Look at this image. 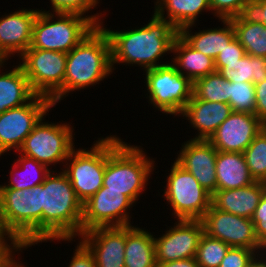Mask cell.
<instances>
[{"instance_id":"41","label":"cell","mask_w":266,"mask_h":267,"mask_svg":"<svg viewBox=\"0 0 266 267\" xmlns=\"http://www.w3.org/2000/svg\"><path fill=\"white\" fill-rule=\"evenodd\" d=\"M76 240L78 243L68 267H97L93 253L79 238Z\"/></svg>"},{"instance_id":"45","label":"cell","mask_w":266,"mask_h":267,"mask_svg":"<svg viewBox=\"0 0 266 267\" xmlns=\"http://www.w3.org/2000/svg\"><path fill=\"white\" fill-rule=\"evenodd\" d=\"M0 235L5 240H16L7 230L2 218V212H1V198H0Z\"/></svg>"},{"instance_id":"33","label":"cell","mask_w":266,"mask_h":267,"mask_svg":"<svg viewBox=\"0 0 266 267\" xmlns=\"http://www.w3.org/2000/svg\"><path fill=\"white\" fill-rule=\"evenodd\" d=\"M230 246L220 239L203 233L196 253V261L200 267H219Z\"/></svg>"},{"instance_id":"4","label":"cell","mask_w":266,"mask_h":267,"mask_svg":"<svg viewBox=\"0 0 266 267\" xmlns=\"http://www.w3.org/2000/svg\"><path fill=\"white\" fill-rule=\"evenodd\" d=\"M113 73L109 37L101 26H96L67 53L64 98L73 91L99 85Z\"/></svg>"},{"instance_id":"26","label":"cell","mask_w":266,"mask_h":267,"mask_svg":"<svg viewBox=\"0 0 266 267\" xmlns=\"http://www.w3.org/2000/svg\"><path fill=\"white\" fill-rule=\"evenodd\" d=\"M204 11L211 12L210 0H156L153 12L170 21L180 31L186 26L197 24L199 15Z\"/></svg>"},{"instance_id":"1","label":"cell","mask_w":266,"mask_h":267,"mask_svg":"<svg viewBox=\"0 0 266 267\" xmlns=\"http://www.w3.org/2000/svg\"><path fill=\"white\" fill-rule=\"evenodd\" d=\"M142 27L127 30H110L103 22L100 26L107 33L111 45V64L142 67L143 71L171 63L162 61L172 53L179 30L168 20L155 13ZM167 53V54H166ZM160 61V62H159Z\"/></svg>"},{"instance_id":"25","label":"cell","mask_w":266,"mask_h":267,"mask_svg":"<svg viewBox=\"0 0 266 267\" xmlns=\"http://www.w3.org/2000/svg\"><path fill=\"white\" fill-rule=\"evenodd\" d=\"M215 168L217 190L241 188L255 182L241 152L217 151Z\"/></svg>"},{"instance_id":"34","label":"cell","mask_w":266,"mask_h":267,"mask_svg":"<svg viewBox=\"0 0 266 267\" xmlns=\"http://www.w3.org/2000/svg\"><path fill=\"white\" fill-rule=\"evenodd\" d=\"M99 2L100 0H50L51 11L43 9H41V11L79 14L87 17L95 26H100L102 22L104 23V18L106 19L104 16L105 12L103 14L99 12L88 15V12L90 13L91 10L99 6ZM85 14H87V16Z\"/></svg>"},{"instance_id":"24","label":"cell","mask_w":266,"mask_h":267,"mask_svg":"<svg viewBox=\"0 0 266 267\" xmlns=\"http://www.w3.org/2000/svg\"><path fill=\"white\" fill-rule=\"evenodd\" d=\"M172 53L171 64L192 82L216 72L215 60L195 50L180 35L174 41Z\"/></svg>"},{"instance_id":"23","label":"cell","mask_w":266,"mask_h":267,"mask_svg":"<svg viewBox=\"0 0 266 267\" xmlns=\"http://www.w3.org/2000/svg\"><path fill=\"white\" fill-rule=\"evenodd\" d=\"M6 63V60L0 61V113L20 107L36 95L31 89L22 67L19 64L14 65L15 67L12 66L11 70L8 69L5 72Z\"/></svg>"},{"instance_id":"38","label":"cell","mask_w":266,"mask_h":267,"mask_svg":"<svg viewBox=\"0 0 266 267\" xmlns=\"http://www.w3.org/2000/svg\"><path fill=\"white\" fill-rule=\"evenodd\" d=\"M248 0H210L211 14L218 19L236 17Z\"/></svg>"},{"instance_id":"9","label":"cell","mask_w":266,"mask_h":267,"mask_svg":"<svg viewBox=\"0 0 266 267\" xmlns=\"http://www.w3.org/2000/svg\"><path fill=\"white\" fill-rule=\"evenodd\" d=\"M45 117L25 138L18 152L46 165L49 169L52 168L50 165L64 166L70 153L75 149L74 128L69 122H46Z\"/></svg>"},{"instance_id":"5","label":"cell","mask_w":266,"mask_h":267,"mask_svg":"<svg viewBox=\"0 0 266 267\" xmlns=\"http://www.w3.org/2000/svg\"><path fill=\"white\" fill-rule=\"evenodd\" d=\"M41 184L30 189L0 188L6 230L24 247L42 243Z\"/></svg>"},{"instance_id":"17","label":"cell","mask_w":266,"mask_h":267,"mask_svg":"<svg viewBox=\"0 0 266 267\" xmlns=\"http://www.w3.org/2000/svg\"><path fill=\"white\" fill-rule=\"evenodd\" d=\"M175 161L189 171L211 195L217 191V150L208 140L189 139L182 143Z\"/></svg>"},{"instance_id":"18","label":"cell","mask_w":266,"mask_h":267,"mask_svg":"<svg viewBox=\"0 0 266 267\" xmlns=\"http://www.w3.org/2000/svg\"><path fill=\"white\" fill-rule=\"evenodd\" d=\"M37 9L22 7L0 17V58L8 60L20 57L31 45L34 22L39 13ZM13 55V56H12Z\"/></svg>"},{"instance_id":"31","label":"cell","mask_w":266,"mask_h":267,"mask_svg":"<svg viewBox=\"0 0 266 267\" xmlns=\"http://www.w3.org/2000/svg\"><path fill=\"white\" fill-rule=\"evenodd\" d=\"M193 95L200 100L228 103L230 100V81L217 71L193 82Z\"/></svg>"},{"instance_id":"19","label":"cell","mask_w":266,"mask_h":267,"mask_svg":"<svg viewBox=\"0 0 266 267\" xmlns=\"http://www.w3.org/2000/svg\"><path fill=\"white\" fill-rule=\"evenodd\" d=\"M78 238L93 253L97 267H125L126 226L98 227Z\"/></svg>"},{"instance_id":"8","label":"cell","mask_w":266,"mask_h":267,"mask_svg":"<svg viewBox=\"0 0 266 267\" xmlns=\"http://www.w3.org/2000/svg\"><path fill=\"white\" fill-rule=\"evenodd\" d=\"M144 72L148 103L162 114L179 116L193 96V82L171 63Z\"/></svg>"},{"instance_id":"48","label":"cell","mask_w":266,"mask_h":267,"mask_svg":"<svg viewBox=\"0 0 266 267\" xmlns=\"http://www.w3.org/2000/svg\"><path fill=\"white\" fill-rule=\"evenodd\" d=\"M6 240L0 235V246L5 242Z\"/></svg>"},{"instance_id":"13","label":"cell","mask_w":266,"mask_h":267,"mask_svg":"<svg viewBox=\"0 0 266 267\" xmlns=\"http://www.w3.org/2000/svg\"><path fill=\"white\" fill-rule=\"evenodd\" d=\"M132 207L134 203L121 191L107 190L102 186L83 203L81 233L98 227L132 225Z\"/></svg>"},{"instance_id":"36","label":"cell","mask_w":266,"mask_h":267,"mask_svg":"<svg viewBox=\"0 0 266 267\" xmlns=\"http://www.w3.org/2000/svg\"><path fill=\"white\" fill-rule=\"evenodd\" d=\"M232 22L261 23L266 26V0H248Z\"/></svg>"},{"instance_id":"42","label":"cell","mask_w":266,"mask_h":267,"mask_svg":"<svg viewBox=\"0 0 266 267\" xmlns=\"http://www.w3.org/2000/svg\"><path fill=\"white\" fill-rule=\"evenodd\" d=\"M26 249L17 240H6L0 246V267H5L15 255L19 257L20 252Z\"/></svg>"},{"instance_id":"6","label":"cell","mask_w":266,"mask_h":267,"mask_svg":"<svg viewBox=\"0 0 266 267\" xmlns=\"http://www.w3.org/2000/svg\"><path fill=\"white\" fill-rule=\"evenodd\" d=\"M95 27L87 17L79 14L39 10L29 48L69 53Z\"/></svg>"},{"instance_id":"37","label":"cell","mask_w":266,"mask_h":267,"mask_svg":"<svg viewBox=\"0 0 266 267\" xmlns=\"http://www.w3.org/2000/svg\"><path fill=\"white\" fill-rule=\"evenodd\" d=\"M258 255L253 249L230 247L219 267H250Z\"/></svg>"},{"instance_id":"47","label":"cell","mask_w":266,"mask_h":267,"mask_svg":"<svg viewBox=\"0 0 266 267\" xmlns=\"http://www.w3.org/2000/svg\"><path fill=\"white\" fill-rule=\"evenodd\" d=\"M17 259H18V260H17ZM17 259H16V256H14V257L7 263V265H6L5 267H27V266H25V264L22 263V261L19 262V260H21V259H19L18 257H17Z\"/></svg>"},{"instance_id":"49","label":"cell","mask_w":266,"mask_h":267,"mask_svg":"<svg viewBox=\"0 0 266 267\" xmlns=\"http://www.w3.org/2000/svg\"><path fill=\"white\" fill-rule=\"evenodd\" d=\"M263 130L266 132V121L263 123Z\"/></svg>"},{"instance_id":"7","label":"cell","mask_w":266,"mask_h":267,"mask_svg":"<svg viewBox=\"0 0 266 267\" xmlns=\"http://www.w3.org/2000/svg\"><path fill=\"white\" fill-rule=\"evenodd\" d=\"M66 58L67 53L36 48L18 57L33 92L49 98L54 107L64 99Z\"/></svg>"},{"instance_id":"14","label":"cell","mask_w":266,"mask_h":267,"mask_svg":"<svg viewBox=\"0 0 266 267\" xmlns=\"http://www.w3.org/2000/svg\"><path fill=\"white\" fill-rule=\"evenodd\" d=\"M204 233L227 243L230 247L249 248L259 255L266 253L255 233V225L250 218L240 217L212 205L201 219Z\"/></svg>"},{"instance_id":"27","label":"cell","mask_w":266,"mask_h":267,"mask_svg":"<svg viewBox=\"0 0 266 267\" xmlns=\"http://www.w3.org/2000/svg\"><path fill=\"white\" fill-rule=\"evenodd\" d=\"M125 267H157L154 235L138 225L126 226Z\"/></svg>"},{"instance_id":"30","label":"cell","mask_w":266,"mask_h":267,"mask_svg":"<svg viewBox=\"0 0 266 267\" xmlns=\"http://www.w3.org/2000/svg\"><path fill=\"white\" fill-rule=\"evenodd\" d=\"M235 38L247 55L266 58V26L261 23L232 22Z\"/></svg>"},{"instance_id":"3","label":"cell","mask_w":266,"mask_h":267,"mask_svg":"<svg viewBox=\"0 0 266 267\" xmlns=\"http://www.w3.org/2000/svg\"><path fill=\"white\" fill-rule=\"evenodd\" d=\"M154 160L142 146L128 144L117 135L106 136L103 186L107 190L121 191L136 204L148 188L156 166Z\"/></svg>"},{"instance_id":"22","label":"cell","mask_w":266,"mask_h":267,"mask_svg":"<svg viewBox=\"0 0 266 267\" xmlns=\"http://www.w3.org/2000/svg\"><path fill=\"white\" fill-rule=\"evenodd\" d=\"M223 26L207 28L192 32L197 24L186 26L179 31V35L195 50L216 59L222 50L235 38V31L230 19H219ZM223 27V28H222Z\"/></svg>"},{"instance_id":"40","label":"cell","mask_w":266,"mask_h":267,"mask_svg":"<svg viewBox=\"0 0 266 267\" xmlns=\"http://www.w3.org/2000/svg\"><path fill=\"white\" fill-rule=\"evenodd\" d=\"M251 220L255 225L256 236L266 251V188Z\"/></svg>"},{"instance_id":"28","label":"cell","mask_w":266,"mask_h":267,"mask_svg":"<svg viewBox=\"0 0 266 267\" xmlns=\"http://www.w3.org/2000/svg\"><path fill=\"white\" fill-rule=\"evenodd\" d=\"M17 153L18 158L14 160V164H11L13 166L9 172V182L0 185V188L24 190L42 184L52 169L33 158L20 154L18 151Z\"/></svg>"},{"instance_id":"29","label":"cell","mask_w":266,"mask_h":267,"mask_svg":"<svg viewBox=\"0 0 266 267\" xmlns=\"http://www.w3.org/2000/svg\"><path fill=\"white\" fill-rule=\"evenodd\" d=\"M218 73L233 83L250 82L256 85L266 80V58L246 54L239 61L227 63Z\"/></svg>"},{"instance_id":"20","label":"cell","mask_w":266,"mask_h":267,"mask_svg":"<svg viewBox=\"0 0 266 267\" xmlns=\"http://www.w3.org/2000/svg\"><path fill=\"white\" fill-rule=\"evenodd\" d=\"M232 112L228 103L204 101L193 95L179 117L185 118L197 130L198 133L190 139L209 140Z\"/></svg>"},{"instance_id":"15","label":"cell","mask_w":266,"mask_h":267,"mask_svg":"<svg viewBox=\"0 0 266 267\" xmlns=\"http://www.w3.org/2000/svg\"><path fill=\"white\" fill-rule=\"evenodd\" d=\"M168 227L160 237L154 235L156 264L195 257L204 233L202 221L176 219Z\"/></svg>"},{"instance_id":"16","label":"cell","mask_w":266,"mask_h":267,"mask_svg":"<svg viewBox=\"0 0 266 267\" xmlns=\"http://www.w3.org/2000/svg\"><path fill=\"white\" fill-rule=\"evenodd\" d=\"M262 130L263 122L255 114L233 111L208 141L217 151L243 153Z\"/></svg>"},{"instance_id":"21","label":"cell","mask_w":266,"mask_h":267,"mask_svg":"<svg viewBox=\"0 0 266 267\" xmlns=\"http://www.w3.org/2000/svg\"><path fill=\"white\" fill-rule=\"evenodd\" d=\"M265 188V182L255 181L241 188L217 190L212 195L211 205L216 209L251 219Z\"/></svg>"},{"instance_id":"10","label":"cell","mask_w":266,"mask_h":267,"mask_svg":"<svg viewBox=\"0 0 266 267\" xmlns=\"http://www.w3.org/2000/svg\"><path fill=\"white\" fill-rule=\"evenodd\" d=\"M162 190L175 219L201 220L211 206L212 195L176 161L171 164Z\"/></svg>"},{"instance_id":"12","label":"cell","mask_w":266,"mask_h":267,"mask_svg":"<svg viewBox=\"0 0 266 267\" xmlns=\"http://www.w3.org/2000/svg\"><path fill=\"white\" fill-rule=\"evenodd\" d=\"M53 107L49 98L35 95L28 103L0 113V156L12 150L16 153Z\"/></svg>"},{"instance_id":"35","label":"cell","mask_w":266,"mask_h":267,"mask_svg":"<svg viewBox=\"0 0 266 267\" xmlns=\"http://www.w3.org/2000/svg\"><path fill=\"white\" fill-rule=\"evenodd\" d=\"M229 105L234 112L255 114L256 95L254 84L250 82L233 83L230 81Z\"/></svg>"},{"instance_id":"32","label":"cell","mask_w":266,"mask_h":267,"mask_svg":"<svg viewBox=\"0 0 266 267\" xmlns=\"http://www.w3.org/2000/svg\"><path fill=\"white\" fill-rule=\"evenodd\" d=\"M243 154L253 179L266 183V132L264 130L253 139Z\"/></svg>"},{"instance_id":"46","label":"cell","mask_w":266,"mask_h":267,"mask_svg":"<svg viewBox=\"0 0 266 267\" xmlns=\"http://www.w3.org/2000/svg\"><path fill=\"white\" fill-rule=\"evenodd\" d=\"M250 267H266V253L258 255Z\"/></svg>"},{"instance_id":"2","label":"cell","mask_w":266,"mask_h":267,"mask_svg":"<svg viewBox=\"0 0 266 267\" xmlns=\"http://www.w3.org/2000/svg\"><path fill=\"white\" fill-rule=\"evenodd\" d=\"M40 207L42 242H75L81 234L83 204L62 170H51L41 184Z\"/></svg>"},{"instance_id":"11","label":"cell","mask_w":266,"mask_h":267,"mask_svg":"<svg viewBox=\"0 0 266 267\" xmlns=\"http://www.w3.org/2000/svg\"><path fill=\"white\" fill-rule=\"evenodd\" d=\"M92 147L74 149L60 168L72 184L78 199L85 203L102 186L106 165V137L97 138ZM88 149V150H86Z\"/></svg>"},{"instance_id":"39","label":"cell","mask_w":266,"mask_h":267,"mask_svg":"<svg viewBox=\"0 0 266 267\" xmlns=\"http://www.w3.org/2000/svg\"><path fill=\"white\" fill-rule=\"evenodd\" d=\"M246 55L244 47L234 38L215 59V68L218 72L227 66V63L239 61Z\"/></svg>"},{"instance_id":"43","label":"cell","mask_w":266,"mask_h":267,"mask_svg":"<svg viewBox=\"0 0 266 267\" xmlns=\"http://www.w3.org/2000/svg\"><path fill=\"white\" fill-rule=\"evenodd\" d=\"M256 95L255 115L264 123L266 121V80L254 85Z\"/></svg>"},{"instance_id":"44","label":"cell","mask_w":266,"mask_h":267,"mask_svg":"<svg viewBox=\"0 0 266 267\" xmlns=\"http://www.w3.org/2000/svg\"><path fill=\"white\" fill-rule=\"evenodd\" d=\"M157 267H200L196 261L195 257L184 259V260H175L165 263H157Z\"/></svg>"}]
</instances>
